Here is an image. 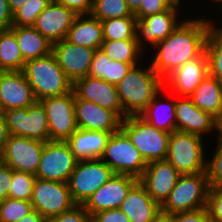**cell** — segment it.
Here are the masks:
<instances>
[{"instance_id":"1","label":"cell","mask_w":222,"mask_h":222,"mask_svg":"<svg viewBox=\"0 0 222 222\" xmlns=\"http://www.w3.org/2000/svg\"><path fill=\"white\" fill-rule=\"evenodd\" d=\"M187 17L167 38L159 41L152 48L154 57L152 59L150 56L151 68L163 80L183 64L201 56L206 51L207 37L211 29L209 17L193 16L190 19L188 15Z\"/></svg>"},{"instance_id":"2","label":"cell","mask_w":222,"mask_h":222,"mask_svg":"<svg viewBox=\"0 0 222 222\" xmlns=\"http://www.w3.org/2000/svg\"><path fill=\"white\" fill-rule=\"evenodd\" d=\"M133 66L116 84L119 99L127 116L140 115L152 99L164 89V80L151 68L150 63Z\"/></svg>"},{"instance_id":"3","label":"cell","mask_w":222,"mask_h":222,"mask_svg":"<svg viewBox=\"0 0 222 222\" xmlns=\"http://www.w3.org/2000/svg\"><path fill=\"white\" fill-rule=\"evenodd\" d=\"M22 71L32 88L36 101L73 91L72 81L65 75L52 52L26 61Z\"/></svg>"},{"instance_id":"4","label":"cell","mask_w":222,"mask_h":222,"mask_svg":"<svg viewBox=\"0 0 222 222\" xmlns=\"http://www.w3.org/2000/svg\"><path fill=\"white\" fill-rule=\"evenodd\" d=\"M121 130L147 163L166 159L171 133L154 127L140 115L127 116L123 119Z\"/></svg>"},{"instance_id":"5","label":"cell","mask_w":222,"mask_h":222,"mask_svg":"<svg viewBox=\"0 0 222 222\" xmlns=\"http://www.w3.org/2000/svg\"><path fill=\"white\" fill-rule=\"evenodd\" d=\"M203 137L195 134L174 131L168 143L166 161L180 174L206 172V147ZM206 153V154H205Z\"/></svg>"},{"instance_id":"6","label":"cell","mask_w":222,"mask_h":222,"mask_svg":"<svg viewBox=\"0 0 222 222\" xmlns=\"http://www.w3.org/2000/svg\"><path fill=\"white\" fill-rule=\"evenodd\" d=\"M209 188L206 172L181 174L161 210L174 214L204 208Z\"/></svg>"},{"instance_id":"7","label":"cell","mask_w":222,"mask_h":222,"mask_svg":"<svg viewBox=\"0 0 222 222\" xmlns=\"http://www.w3.org/2000/svg\"><path fill=\"white\" fill-rule=\"evenodd\" d=\"M115 174L142 177L148 163L128 136L120 129L112 133L100 158Z\"/></svg>"},{"instance_id":"8","label":"cell","mask_w":222,"mask_h":222,"mask_svg":"<svg viewBox=\"0 0 222 222\" xmlns=\"http://www.w3.org/2000/svg\"><path fill=\"white\" fill-rule=\"evenodd\" d=\"M114 174L100 158L78 161L68 181L74 202L83 205Z\"/></svg>"},{"instance_id":"9","label":"cell","mask_w":222,"mask_h":222,"mask_svg":"<svg viewBox=\"0 0 222 222\" xmlns=\"http://www.w3.org/2000/svg\"><path fill=\"white\" fill-rule=\"evenodd\" d=\"M33 210L46 220L73 209L74 202L68 183L36 178L30 200Z\"/></svg>"},{"instance_id":"10","label":"cell","mask_w":222,"mask_h":222,"mask_svg":"<svg viewBox=\"0 0 222 222\" xmlns=\"http://www.w3.org/2000/svg\"><path fill=\"white\" fill-rule=\"evenodd\" d=\"M183 2L184 1H176L164 12L144 18H137L136 40L139 47L145 53H148L146 51V49H148L147 47L152 49L159 41L167 38L182 22L181 20H184L180 19L182 18L180 16V7L183 5Z\"/></svg>"},{"instance_id":"11","label":"cell","mask_w":222,"mask_h":222,"mask_svg":"<svg viewBox=\"0 0 222 222\" xmlns=\"http://www.w3.org/2000/svg\"><path fill=\"white\" fill-rule=\"evenodd\" d=\"M11 135L50 141L48 117L39 101L24 108H14L3 112Z\"/></svg>"},{"instance_id":"12","label":"cell","mask_w":222,"mask_h":222,"mask_svg":"<svg viewBox=\"0 0 222 222\" xmlns=\"http://www.w3.org/2000/svg\"><path fill=\"white\" fill-rule=\"evenodd\" d=\"M78 160L66 141H47L44 144L36 178L68 183Z\"/></svg>"},{"instance_id":"13","label":"cell","mask_w":222,"mask_h":222,"mask_svg":"<svg viewBox=\"0 0 222 222\" xmlns=\"http://www.w3.org/2000/svg\"><path fill=\"white\" fill-rule=\"evenodd\" d=\"M39 102L48 117L50 140L66 141L78 129L74 108V91L44 98Z\"/></svg>"},{"instance_id":"14","label":"cell","mask_w":222,"mask_h":222,"mask_svg":"<svg viewBox=\"0 0 222 222\" xmlns=\"http://www.w3.org/2000/svg\"><path fill=\"white\" fill-rule=\"evenodd\" d=\"M45 142L16 135L9 136L0 159L12 170L35 175Z\"/></svg>"},{"instance_id":"15","label":"cell","mask_w":222,"mask_h":222,"mask_svg":"<svg viewBox=\"0 0 222 222\" xmlns=\"http://www.w3.org/2000/svg\"><path fill=\"white\" fill-rule=\"evenodd\" d=\"M138 181L129 175L114 174L82 206L91 217L105 210L117 209Z\"/></svg>"},{"instance_id":"16","label":"cell","mask_w":222,"mask_h":222,"mask_svg":"<svg viewBox=\"0 0 222 222\" xmlns=\"http://www.w3.org/2000/svg\"><path fill=\"white\" fill-rule=\"evenodd\" d=\"M175 114L176 131L199 135L203 138L217 131V119L198 108L187 96L175 95Z\"/></svg>"},{"instance_id":"17","label":"cell","mask_w":222,"mask_h":222,"mask_svg":"<svg viewBox=\"0 0 222 222\" xmlns=\"http://www.w3.org/2000/svg\"><path fill=\"white\" fill-rule=\"evenodd\" d=\"M209 74V61L206 51L199 57L186 62L164 80L166 93L176 96H189Z\"/></svg>"},{"instance_id":"18","label":"cell","mask_w":222,"mask_h":222,"mask_svg":"<svg viewBox=\"0 0 222 222\" xmlns=\"http://www.w3.org/2000/svg\"><path fill=\"white\" fill-rule=\"evenodd\" d=\"M74 108L79 129L104 131L111 134L121 129L122 119L114 111L81 99L75 93Z\"/></svg>"},{"instance_id":"19","label":"cell","mask_w":222,"mask_h":222,"mask_svg":"<svg viewBox=\"0 0 222 222\" xmlns=\"http://www.w3.org/2000/svg\"><path fill=\"white\" fill-rule=\"evenodd\" d=\"M73 91L81 99L114 111L122 120L127 117L123 111L116 85L87 75L73 83Z\"/></svg>"},{"instance_id":"20","label":"cell","mask_w":222,"mask_h":222,"mask_svg":"<svg viewBox=\"0 0 222 222\" xmlns=\"http://www.w3.org/2000/svg\"><path fill=\"white\" fill-rule=\"evenodd\" d=\"M95 51V49L75 45L66 39L52 45L53 55L72 83L88 75Z\"/></svg>"},{"instance_id":"21","label":"cell","mask_w":222,"mask_h":222,"mask_svg":"<svg viewBox=\"0 0 222 222\" xmlns=\"http://www.w3.org/2000/svg\"><path fill=\"white\" fill-rule=\"evenodd\" d=\"M180 175L168 161H152L146 166L139 182L146 188L153 200L161 206L169 197Z\"/></svg>"},{"instance_id":"22","label":"cell","mask_w":222,"mask_h":222,"mask_svg":"<svg viewBox=\"0 0 222 222\" xmlns=\"http://www.w3.org/2000/svg\"><path fill=\"white\" fill-rule=\"evenodd\" d=\"M36 102L23 71H0V107L2 111L24 108Z\"/></svg>"},{"instance_id":"23","label":"cell","mask_w":222,"mask_h":222,"mask_svg":"<svg viewBox=\"0 0 222 222\" xmlns=\"http://www.w3.org/2000/svg\"><path fill=\"white\" fill-rule=\"evenodd\" d=\"M78 15L66 6L52 0L38 15L33 27L50 42L66 39L68 30Z\"/></svg>"},{"instance_id":"24","label":"cell","mask_w":222,"mask_h":222,"mask_svg":"<svg viewBox=\"0 0 222 222\" xmlns=\"http://www.w3.org/2000/svg\"><path fill=\"white\" fill-rule=\"evenodd\" d=\"M119 209L125 213L130 222H153L161 206L147 193L138 181L128 192Z\"/></svg>"},{"instance_id":"25","label":"cell","mask_w":222,"mask_h":222,"mask_svg":"<svg viewBox=\"0 0 222 222\" xmlns=\"http://www.w3.org/2000/svg\"><path fill=\"white\" fill-rule=\"evenodd\" d=\"M111 133L77 129L66 142L75 158L89 160L101 158Z\"/></svg>"},{"instance_id":"26","label":"cell","mask_w":222,"mask_h":222,"mask_svg":"<svg viewBox=\"0 0 222 222\" xmlns=\"http://www.w3.org/2000/svg\"><path fill=\"white\" fill-rule=\"evenodd\" d=\"M66 40L82 47L100 49L103 42L101 21L91 14L78 15L68 30Z\"/></svg>"},{"instance_id":"27","label":"cell","mask_w":222,"mask_h":222,"mask_svg":"<svg viewBox=\"0 0 222 222\" xmlns=\"http://www.w3.org/2000/svg\"><path fill=\"white\" fill-rule=\"evenodd\" d=\"M23 60L29 61L46 56L52 52L53 43L33 26H12Z\"/></svg>"},{"instance_id":"28","label":"cell","mask_w":222,"mask_h":222,"mask_svg":"<svg viewBox=\"0 0 222 222\" xmlns=\"http://www.w3.org/2000/svg\"><path fill=\"white\" fill-rule=\"evenodd\" d=\"M188 97L198 108L217 120L222 116V84L210 74Z\"/></svg>"},{"instance_id":"29","label":"cell","mask_w":222,"mask_h":222,"mask_svg":"<svg viewBox=\"0 0 222 222\" xmlns=\"http://www.w3.org/2000/svg\"><path fill=\"white\" fill-rule=\"evenodd\" d=\"M162 93L160 90L140 116L154 127L172 133L176 131L175 95L170 93L174 97L165 102Z\"/></svg>"},{"instance_id":"30","label":"cell","mask_w":222,"mask_h":222,"mask_svg":"<svg viewBox=\"0 0 222 222\" xmlns=\"http://www.w3.org/2000/svg\"><path fill=\"white\" fill-rule=\"evenodd\" d=\"M138 64L123 63L110 59L101 49L95 51L88 76L105 80L116 85L133 66Z\"/></svg>"},{"instance_id":"31","label":"cell","mask_w":222,"mask_h":222,"mask_svg":"<svg viewBox=\"0 0 222 222\" xmlns=\"http://www.w3.org/2000/svg\"><path fill=\"white\" fill-rule=\"evenodd\" d=\"M110 59L129 64H140L145 52L136 39L103 40L100 48Z\"/></svg>"},{"instance_id":"32","label":"cell","mask_w":222,"mask_h":222,"mask_svg":"<svg viewBox=\"0 0 222 222\" xmlns=\"http://www.w3.org/2000/svg\"><path fill=\"white\" fill-rule=\"evenodd\" d=\"M24 65L15 34L10 29L0 30V71H21Z\"/></svg>"},{"instance_id":"33","label":"cell","mask_w":222,"mask_h":222,"mask_svg":"<svg viewBox=\"0 0 222 222\" xmlns=\"http://www.w3.org/2000/svg\"><path fill=\"white\" fill-rule=\"evenodd\" d=\"M135 16L111 18L101 21L103 40L136 39Z\"/></svg>"},{"instance_id":"34","label":"cell","mask_w":222,"mask_h":222,"mask_svg":"<svg viewBox=\"0 0 222 222\" xmlns=\"http://www.w3.org/2000/svg\"><path fill=\"white\" fill-rule=\"evenodd\" d=\"M91 15L100 21L134 16L126 0H93Z\"/></svg>"},{"instance_id":"35","label":"cell","mask_w":222,"mask_h":222,"mask_svg":"<svg viewBox=\"0 0 222 222\" xmlns=\"http://www.w3.org/2000/svg\"><path fill=\"white\" fill-rule=\"evenodd\" d=\"M206 53L209 61V74L222 84V37L212 28L207 37Z\"/></svg>"},{"instance_id":"36","label":"cell","mask_w":222,"mask_h":222,"mask_svg":"<svg viewBox=\"0 0 222 222\" xmlns=\"http://www.w3.org/2000/svg\"><path fill=\"white\" fill-rule=\"evenodd\" d=\"M52 0H27L13 13L12 26H33L38 15Z\"/></svg>"},{"instance_id":"37","label":"cell","mask_w":222,"mask_h":222,"mask_svg":"<svg viewBox=\"0 0 222 222\" xmlns=\"http://www.w3.org/2000/svg\"><path fill=\"white\" fill-rule=\"evenodd\" d=\"M36 176L30 173L12 170L11 186L8 198L30 201Z\"/></svg>"},{"instance_id":"38","label":"cell","mask_w":222,"mask_h":222,"mask_svg":"<svg viewBox=\"0 0 222 222\" xmlns=\"http://www.w3.org/2000/svg\"><path fill=\"white\" fill-rule=\"evenodd\" d=\"M33 211L30 201L6 198L0 202V222H15Z\"/></svg>"},{"instance_id":"39","label":"cell","mask_w":222,"mask_h":222,"mask_svg":"<svg viewBox=\"0 0 222 222\" xmlns=\"http://www.w3.org/2000/svg\"><path fill=\"white\" fill-rule=\"evenodd\" d=\"M215 142L212 158H206V176L210 187H222V142Z\"/></svg>"},{"instance_id":"40","label":"cell","mask_w":222,"mask_h":222,"mask_svg":"<svg viewBox=\"0 0 222 222\" xmlns=\"http://www.w3.org/2000/svg\"><path fill=\"white\" fill-rule=\"evenodd\" d=\"M206 209L210 222H222V187H210Z\"/></svg>"},{"instance_id":"41","label":"cell","mask_w":222,"mask_h":222,"mask_svg":"<svg viewBox=\"0 0 222 222\" xmlns=\"http://www.w3.org/2000/svg\"><path fill=\"white\" fill-rule=\"evenodd\" d=\"M176 0H142L139 9L133 14L136 18H144L168 10Z\"/></svg>"},{"instance_id":"42","label":"cell","mask_w":222,"mask_h":222,"mask_svg":"<svg viewBox=\"0 0 222 222\" xmlns=\"http://www.w3.org/2000/svg\"><path fill=\"white\" fill-rule=\"evenodd\" d=\"M46 222H91V216L82 205H76L67 212L47 219Z\"/></svg>"},{"instance_id":"43","label":"cell","mask_w":222,"mask_h":222,"mask_svg":"<svg viewBox=\"0 0 222 222\" xmlns=\"http://www.w3.org/2000/svg\"><path fill=\"white\" fill-rule=\"evenodd\" d=\"M91 222H130V219L117 208L94 214L91 217Z\"/></svg>"},{"instance_id":"44","label":"cell","mask_w":222,"mask_h":222,"mask_svg":"<svg viewBox=\"0 0 222 222\" xmlns=\"http://www.w3.org/2000/svg\"><path fill=\"white\" fill-rule=\"evenodd\" d=\"M175 222H210L206 207L175 213Z\"/></svg>"},{"instance_id":"45","label":"cell","mask_w":222,"mask_h":222,"mask_svg":"<svg viewBox=\"0 0 222 222\" xmlns=\"http://www.w3.org/2000/svg\"><path fill=\"white\" fill-rule=\"evenodd\" d=\"M56 2L66 6L74 11L77 15L91 14L93 8V0H55Z\"/></svg>"},{"instance_id":"46","label":"cell","mask_w":222,"mask_h":222,"mask_svg":"<svg viewBox=\"0 0 222 222\" xmlns=\"http://www.w3.org/2000/svg\"><path fill=\"white\" fill-rule=\"evenodd\" d=\"M12 169L0 159V202L7 198L11 186Z\"/></svg>"},{"instance_id":"47","label":"cell","mask_w":222,"mask_h":222,"mask_svg":"<svg viewBox=\"0 0 222 222\" xmlns=\"http://www.w3.org/2000/svg\"><path fill=\"white\" fill-rule=\"evenodd\" d=\"M13 13L10 10L7 0H0V30H7L12 27Z\"/></svg>"},{"instance_id":"48","label":"cell","mask_w":222,"mask_h":222,"mask_svg":"<svg viewBox=\"0 0 222 222\" xmlns=\"http://www.w3.org/2000/svg\"><path fill=\"white\" fill-rule=\"evenodd\" d=\"M10 136L4 114H0V155L3 152L6 141Z\"/></svg>"},{"instance_id":"49","label":"cell","mask_w":222,"mask_h":222,"mask_svg":"<svg viewBox=\"0 0 222 222\" xmlns=\"http://www.w3.org/2000/svg\"><path fill=\"white\" fill-rule=\"evenodd\" d=\"M15 222H46V219L36 210H33L24 218L17 220Z\"/></svg>"},{"instance_id":"50","label":"cell","mask_w":222,"mask_h":222,"mask_svg":"<svg viewBox=\"0 0 222 222\" xmlns=\"http://www.w3.org/2000/svg\"><path fill=\"white\" fill-rule=\"evenodd\" d=\"M153 222H175V213L172 214L160 210L156 214Z\"/></svg>"},{"instance_id":"51","label":"cell","mask_w":222,"mask_h":222,"mask_svg":"<svg viewBox=\"0 0 222 222\" xmlns=\"http://www.w3.org/2000/svg\"><path fill=\"white\" fill-rule=\"evenodd\" d=\"M9 3V7L12 13H14L17 9L22 7V5L27 1V0H7Z\"/></svg>"},{"instance_id":"52","label":"cell","mask_w":222,"mask_h":222,"mask_svg":"<svg viewBox=\"0 0 222 222\" xmlns=\"http://www.w3.org/2000/svg\"><path fill=\"white\" fill-rule=\"evenodd\" d=\"M142 0H126L130 11L134 14L140 6Z\"/></svg>"},{"instance_id":"53","label":"cell","mask_w":222,"mask_h":222,"mask_svg":"<svg viewBox=\"0 0 222 222\" xmlns=\"http://www.w3.org/2000/svg\"><path fill=\"white\" fill-rule=\"evenodd\" d=\"M220 19V22H222V19L221 18H219ZM210 21H211V28L219 35V36H221L222 37V25H217L218 24V22H217V19L216 20H211L210 19ZM217 22V23H216ZM220 24H222V23H220Z\"/></svg>"},{"instance_id":"54","label":"cell","mask_w":222,"mask_h":222,"mask_svg":"<svg viewBox=\"0 0 222 222\" xmlns=\"http://www.w3.org/2000/svg\"><path fill=\"white\" fill-rule=\"evenodd\" d=\"M216 134V140L219 142H222V116L217 120V132Z\"/></svg>"},{"instance_id":"55","label":"cell","mask_w":222,"mask_h":222,"mask_svg":"<svg viewBox=\"0 0 222 222\" xmlns=\"http://www.w3.org/2000/svg\"><path fill=\"white\" fill-rule=\"evenodd\" d=\"M207 1H208V2H211V6H212V3H213L214 6L217 5L218 7H219L220 5H222V0H210V1L207 0ZM214 3H215V4H214ZM218 3H219V4H218Z\"/></svg>"}]
</instances>
